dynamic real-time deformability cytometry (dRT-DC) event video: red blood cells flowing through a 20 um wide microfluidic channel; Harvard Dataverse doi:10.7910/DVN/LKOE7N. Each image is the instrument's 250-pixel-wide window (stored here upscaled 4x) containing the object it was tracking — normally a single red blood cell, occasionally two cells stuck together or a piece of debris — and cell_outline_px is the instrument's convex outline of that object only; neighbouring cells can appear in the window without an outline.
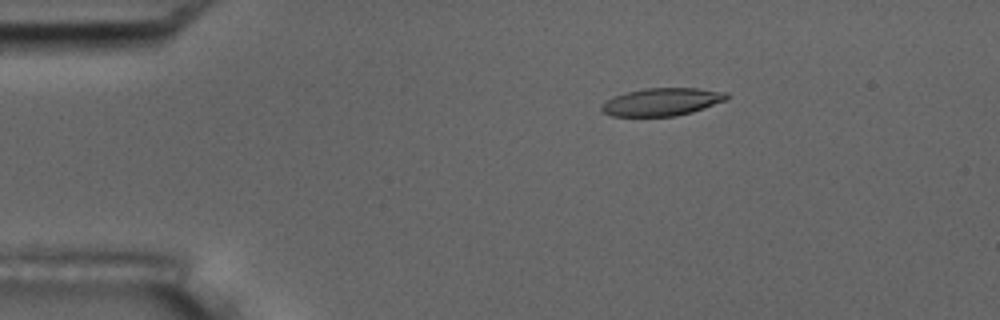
{"species": "common noctule bat (a hibernating species)", "species_latin": "Nyctalus noctula", "temperature_condition": "room temperature", "stored_images_in_passage": 5, "camera_frame_rate_fps": 3000, "um_per_image_px": 0.085, "animal": {"sex": "male", "body_mass_g": 17.5, "forearm_length_mm": 52.3}, "frame": {"image": 1, "passage_image": 3, "time_ms": 2.0, "image_size_px": [1000, 320], "cell_outline_px": [[728, 96], [724, 100], [704, 108], [692, 112], [676, 116], [612, 116], [604, 112], [600, 108], [600, 104], [612, 96], [628, 92], [648, 88], [696, 88], [728, 92]], "centroid_in_image_um": [56.23, 8.66], "position_along_channel_um": 28.8, "area_um2": 20.11}}
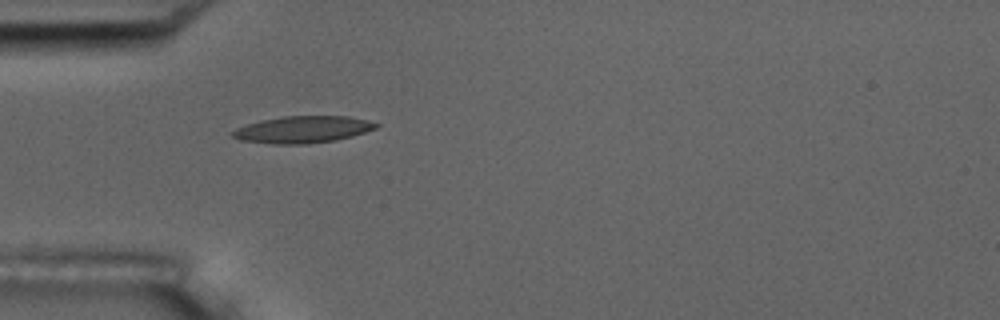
{"frame": {"image": 2, "passage_image": 5, "time_ms": 4.333, "image_size_px": [1000, 320], "cell_outline_px": [[380, 124], [376, 128], [352, 136], [336, 140], [308, 144], [276, 144], [240, 140], [232, 136], [232, 132], [236, 128], [260, 120], [284, 116], [348, 116], [368, 120]], "centroid_in_image_um": [25.75, 11.01], "position_along_channel_um": 59.3, "area_um2": 22.43}}